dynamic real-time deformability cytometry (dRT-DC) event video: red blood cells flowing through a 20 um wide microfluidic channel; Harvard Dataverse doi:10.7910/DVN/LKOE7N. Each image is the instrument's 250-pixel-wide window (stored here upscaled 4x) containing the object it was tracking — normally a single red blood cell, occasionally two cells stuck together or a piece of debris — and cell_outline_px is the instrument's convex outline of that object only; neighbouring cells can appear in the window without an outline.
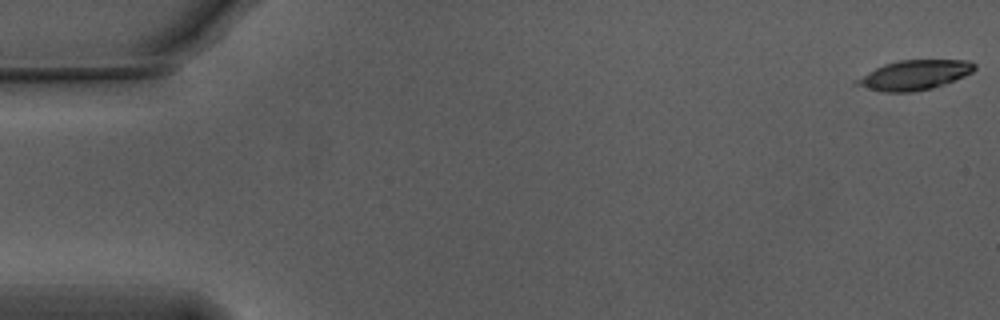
{"species": "Egyptian fruit bat (a non-hibernating species)", "species_latin": "Rousettus aegyptiacus", "temperature_condition": "warm", "stored_images_in_passage": 12, "camera_frame_rate_fps": 3000, "um_per_image_px": 0.085, "animal": {"sex": "male"}, "frame": {"image": 1, "passage_image": 1, "time_ms": 0.0, "image_size_px": [1000, 320], "cell_outline_px": [[976, 68], [972, 72], [964, 76], [944, 84], [932, 88], [912, 92], [884, 92], [852, 84], [852, 80], [884, 64], [900, 60], [968, 60], [976, 64]], "centroid_in_image_um": [77.7, 6.38], "position_along_channel_um": 7.3, "area_um2": 20.4}}